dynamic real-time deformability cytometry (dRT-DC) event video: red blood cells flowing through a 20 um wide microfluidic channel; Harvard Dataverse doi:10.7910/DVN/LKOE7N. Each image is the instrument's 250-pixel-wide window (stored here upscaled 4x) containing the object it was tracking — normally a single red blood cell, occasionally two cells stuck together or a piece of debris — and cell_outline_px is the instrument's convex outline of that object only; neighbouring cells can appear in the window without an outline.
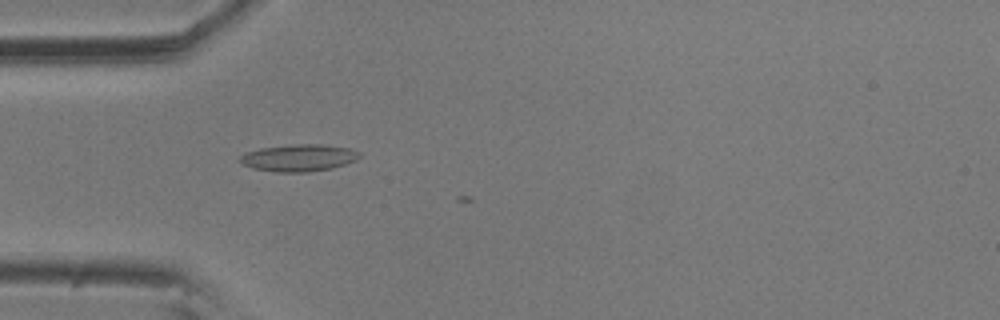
{"species": "common noctule bat (a hibernating species)", "species_latin": "Nyctalus noctula", "temperature_condition": "room temperature", "stored_images_in_passage": 2, "camera_frame_rate_fps": 3000, "um_per_image_px": 0.085, "animal": {"sex": "male", "body_mass_g": 20.5, "forearm_length_mm": 52.5}, "frame": {"image": 1, "passage_image": 1, "time_ms": 0.0, "image_size_px": [1000, 320], "cell_outline_px": [[360, 156], [356, 160], [332, 168], [308, 172], [276, 172], [252, 168], [244, 164], [240, 160], [240, 156], [244, 152], [260, 148], [292, 144], [324, 144], [348, 148], [360, 152]], "centroid_in_image_um": [25.39, 13.41], "position_along_channel_um": 59.6, "area_um2": 18.84}}